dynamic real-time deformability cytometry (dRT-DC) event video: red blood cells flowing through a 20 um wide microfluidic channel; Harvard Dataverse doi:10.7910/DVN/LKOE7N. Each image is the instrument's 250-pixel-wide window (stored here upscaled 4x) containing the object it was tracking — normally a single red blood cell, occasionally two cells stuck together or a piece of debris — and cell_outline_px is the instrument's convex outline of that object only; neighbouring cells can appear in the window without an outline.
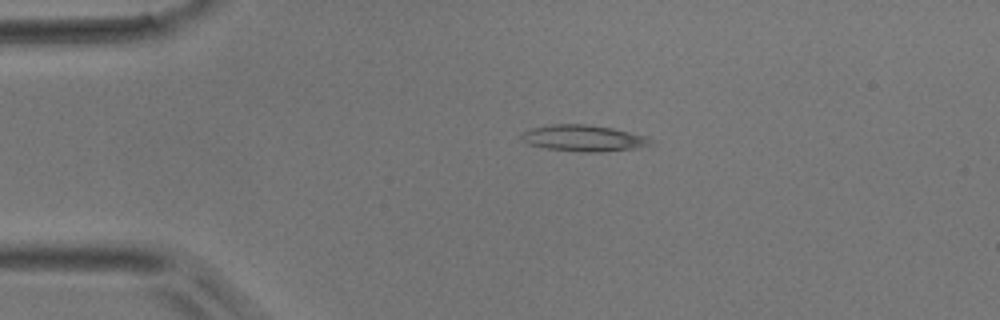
{"species": "common noctule bat (a hibernating species)", "species_latin": "Nyctalus noctula", "temperature_condition": "room temperature", "stored_images_in_passage": 30, "camera_frame_rate_fps": 3000, "um_per_image_px": 0.085, "animal": {"sex": "male", "body_mass_g": 17.9}, "frame": {"image": 1, "passage_image": 1, "time_ms": 0.0, "image_size_px": [1000, 320], "cell_outline_px": [[656, 144], [636, 148], [600, 152], [584, 152], [544, 148], [528, 144], [520, 140], [520, 132], [532, 128], [552, 124], [588, 124], [612, 128], [644, 136]], "centroid_in_image_um": [49.54, 11.75], "position_along_channel_um": 35.5, "area_um2": 19.88}}
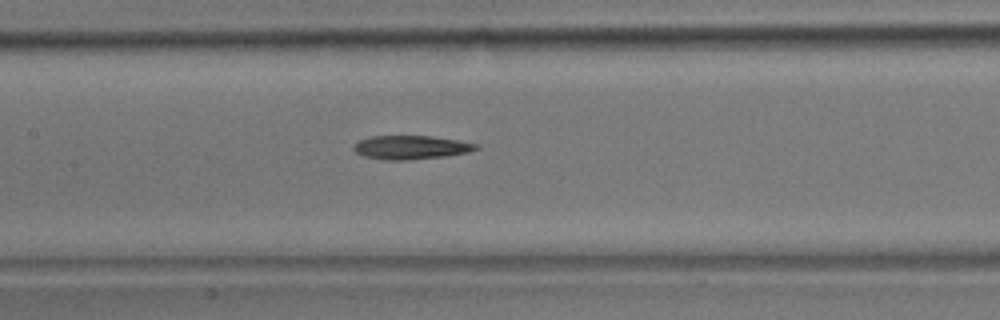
{"frame": {"image": 2, "passage_image": 14, "time_ms": 4.333, "image_size_px": [1000, 320], "cell_outline_px": [[480, 148], [468, 152], [444, 156], [408, 160], [384, 160], [364, 156], [356, 152], [352, 148], [352, 144], [360, 140], [372, 136], [428, 136], [456, 140], [480, 144]], "centroid_in_image_um": [34.91, 12.53], "position_along_channel_um": 172.5, "area_um2": 16.88}}
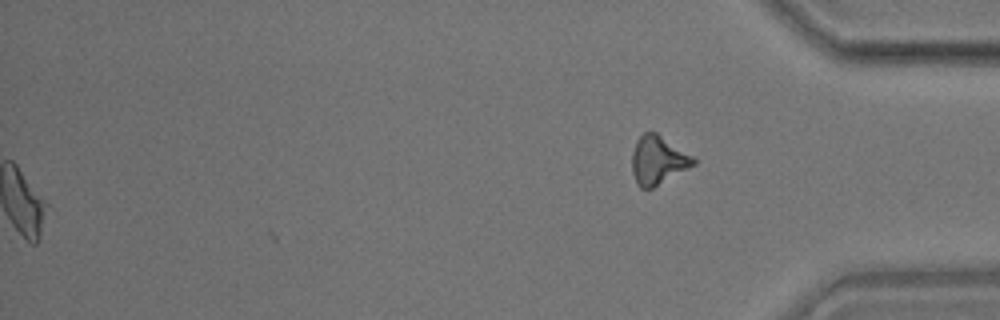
{"frame": {"image": 3, "passage_image": 30, "time_ms": 9.667, "image_size_px": [1000, 320], "cell_outline_px": [[696, 164], [652, 188], [640, 188], [636, 184], [632, 172], [632, 152], [636, 140], [644, 132], [656, 132], [692, 156], [696, 160]], "centroid_in_image_um": [55.9, 13.62], "position_along_channel_um": 379.3, "area_um2": 17.22}}